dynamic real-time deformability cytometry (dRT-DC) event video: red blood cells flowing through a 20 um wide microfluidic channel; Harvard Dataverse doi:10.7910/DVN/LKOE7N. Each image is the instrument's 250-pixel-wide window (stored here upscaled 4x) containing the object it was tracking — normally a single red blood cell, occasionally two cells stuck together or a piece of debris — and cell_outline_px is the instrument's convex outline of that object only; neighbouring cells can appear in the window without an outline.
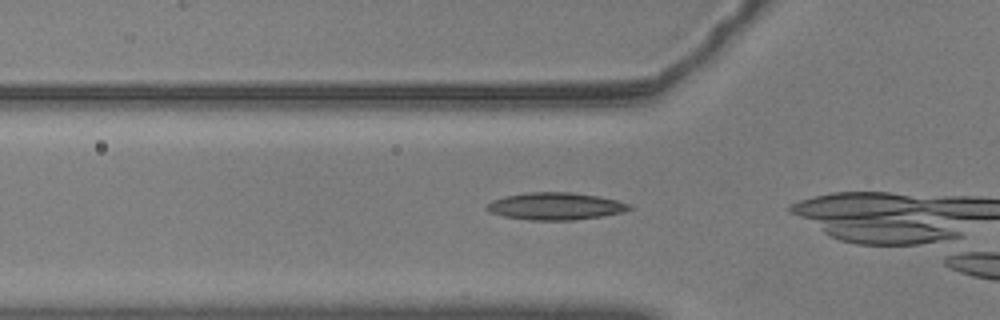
{"species": "common noctule bat (a hibernating species)", "species_latin": "Nyctalus noctula", "temperature_condition": "warm", "stored_images_in_passage": 16, "camera_frame_rate_fps": 3000, "um_per_image_px": 0.085, "animal": {"sex": "male", "body_mass_g": 20.5, "forearm_length_mm": 52.5}, "frame": {"image": 1, "passage_image": 14, "time_ms": 4.333, "image_size_px": [1000, 320], "cell_outline_px": [[632, 208], [624, 212], [600, 216], [572, 220], [532, 220], [504, 216], [492, 212], [488, 208], [488, 204], [492, 200], [504, 196], [528, 192], [572, 192], [600, 196], [632, 204]], "centroid_in_image_um": [47.27, 17.51], "position_along_channel_um": 78.5, "area_um2": 22.48}}